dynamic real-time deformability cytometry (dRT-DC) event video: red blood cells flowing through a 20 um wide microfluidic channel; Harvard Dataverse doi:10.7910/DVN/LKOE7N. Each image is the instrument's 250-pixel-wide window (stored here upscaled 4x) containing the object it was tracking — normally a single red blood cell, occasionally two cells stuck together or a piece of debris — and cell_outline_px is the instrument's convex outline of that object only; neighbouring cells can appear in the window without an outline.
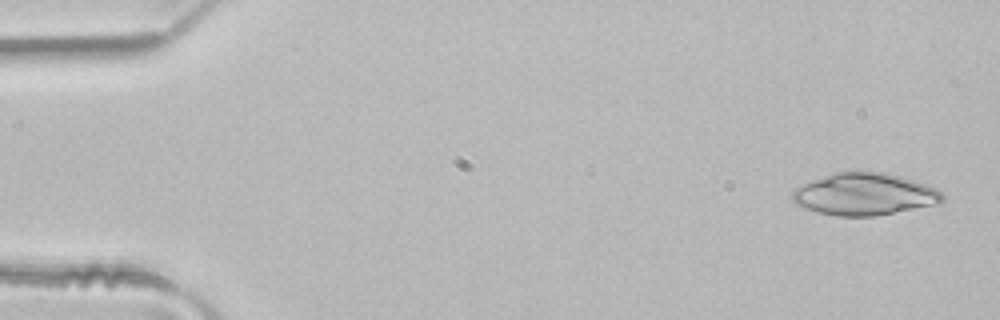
{"species": "common noctule bat (a hibernating species)", "species_latin": "Nyctalus noctula", "temperature_condition": "room temperature", "stored_images_in_passage": 48, "camera_frame_rate_fps": 3000, "um_per_image_px": 0.085, "animal": {"sex": "male", "body_mass_g": 21.5, "forearm_length_mm": 52.0}, "frame": {"image": 1, "passage_image": 2, "time_ms": 0.333, "image_size_px": [1000, 320], "cell_outline_px": [[944, 200], [940, 204], [876, 216], [836, 216], [804, 208], [796, 204], [792, 200], [792, 192], [796, 188], [812, 180], [836, 172], [884, 172], [912, 180], [936, 188], [944, 196]], "centroid_in_image_um": [73.5, 16.52], "position_along_channel_um": 11.5, "area_um2": 36.59}}